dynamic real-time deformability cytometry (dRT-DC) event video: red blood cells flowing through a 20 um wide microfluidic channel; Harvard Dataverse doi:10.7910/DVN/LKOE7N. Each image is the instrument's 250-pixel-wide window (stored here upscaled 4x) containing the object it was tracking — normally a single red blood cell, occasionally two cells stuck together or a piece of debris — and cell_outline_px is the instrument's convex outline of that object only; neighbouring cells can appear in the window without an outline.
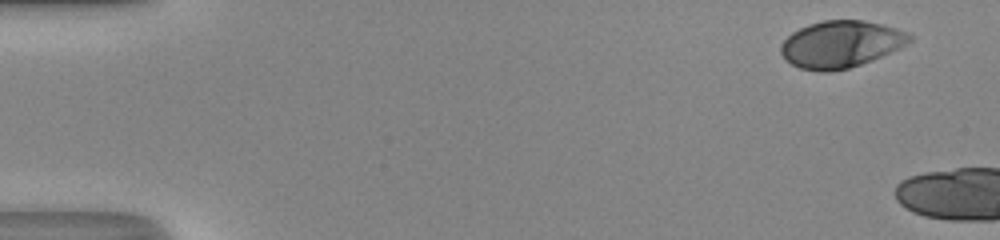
{"species": "human", "species_latin": "Homo sapiens", "temperature_condition": "room temperature", "stored_images_in_passage": 5, "camera_frame_rate_fps": 3000, "um_per_image_px": 0.085, "donor": {"sex": "male"}, "frame": {"image": 1, "passage_image": 1, "time_ms": 0.0, "image_size_px": [1000, 240], "cell_outline_px": [[912, 40], [908, 44], [900, 48], [872, 60], [848, 68], [828, 72], [820, 72], [800, 68], [792, 64], [780, 52], [780, 44], [792, 32], [808, 24], [824, 20], [864, 20], [884, 24], [908, 32], [912, 36]], "centroid_in_image_um": [71.49, 3.75], "position_along_channel_um": 13.5, "area_um2": 35.26}}